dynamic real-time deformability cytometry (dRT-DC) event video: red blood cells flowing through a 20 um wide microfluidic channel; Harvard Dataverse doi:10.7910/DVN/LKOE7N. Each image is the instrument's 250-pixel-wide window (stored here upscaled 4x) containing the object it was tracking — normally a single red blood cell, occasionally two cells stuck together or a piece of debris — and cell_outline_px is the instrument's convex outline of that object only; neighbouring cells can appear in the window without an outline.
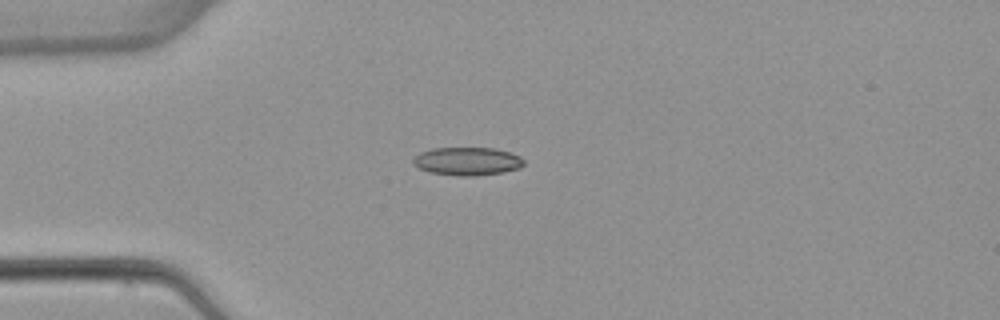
{"species": "common noctule bat (a hibernating species)", "species_latin": "Nyctalus noctula", "temperature_condition": "warm", "stored_images_in_passage": 5, "camera_frame_rate_fps": 3000, "um_per_image_px": 0.085, "animal": {"sex": "female", "body_mass_g": 22.7, "forearm_length_mm": 54.2}, "frame": {"image": 1, "passage_image": 3, "time_ms": 2.333, "image_size_px": [1000, 320], "cell_outline_px": [[524, 164], [520, 168], [504, 172], [476, 176], [460, 176], [432, 172], [420, 168], [412, 160], [420, 152], [432, 148], [496, 148], [520, 156], [524, 160]], "centroid_in_image_um": [39.77, 13.7], "position_along_channel_um": 45.2, "area_um2": 18.03}}
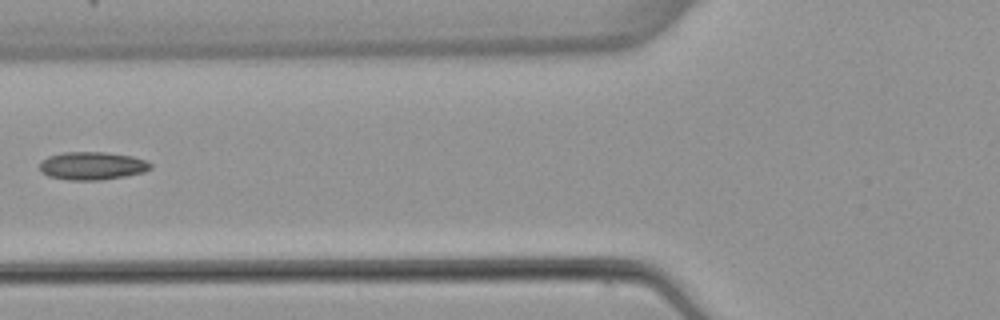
{"frame": {"image": 2, "passage_image": 5, "time_ms": 4.667, "image_size_px": [1000, 320], "cell_outline_px": [[152, 168], [144, 172], [124, 176], [100, 180], [68, 180], [48, 176], [40, 172], [40, 160], [48, 156], [64, 152], [104, 152], [132, 156], [144, 160], [152, 164]], "centroid_in_image_um": [7.8, 14.09], "position_along_channel_um": 118.0, "area_um2": 18.15}}